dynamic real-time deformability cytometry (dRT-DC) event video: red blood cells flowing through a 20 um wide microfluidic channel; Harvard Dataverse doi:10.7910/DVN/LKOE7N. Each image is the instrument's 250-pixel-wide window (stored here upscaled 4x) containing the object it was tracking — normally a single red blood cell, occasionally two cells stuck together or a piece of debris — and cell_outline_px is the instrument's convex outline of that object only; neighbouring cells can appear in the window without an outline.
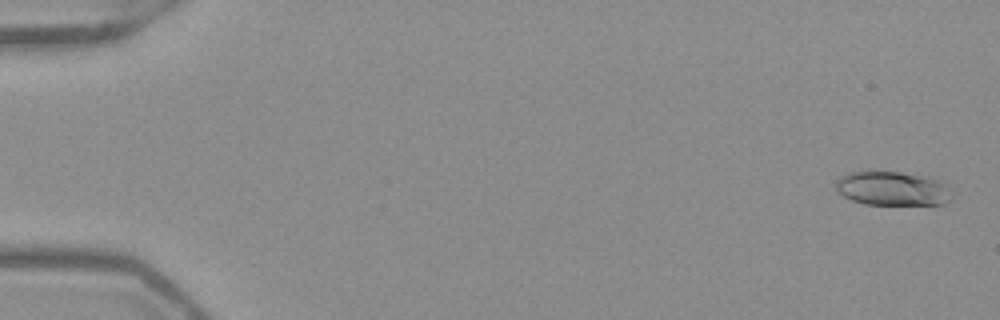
{"species": "Egyptian fruit bat (a non-hibernating species)", "species_latin": "Rousettus aegyptiacus", "temperature_condition": "warm", "stored_images_in_passage": 53, "camera_frame_rate_fps": 3000, "um_per_image_px": 0.085, "frame": {"image": 1, "passage_image": 2, "time_ms": 0.333, "image_size_px": [1000, 320], "cell_outline_px": [[952, 200], [944, 204], [864, 204], [852, 200], [836, 192], [836, 180], [840, 176], [848, 172], [868, 168], [932, 176], [940, 180], [944, 184]], "centroid_in_image_um": [75.78, 15.97], "position_along_channel_um": 9.2, "area_um2": 23.81}}
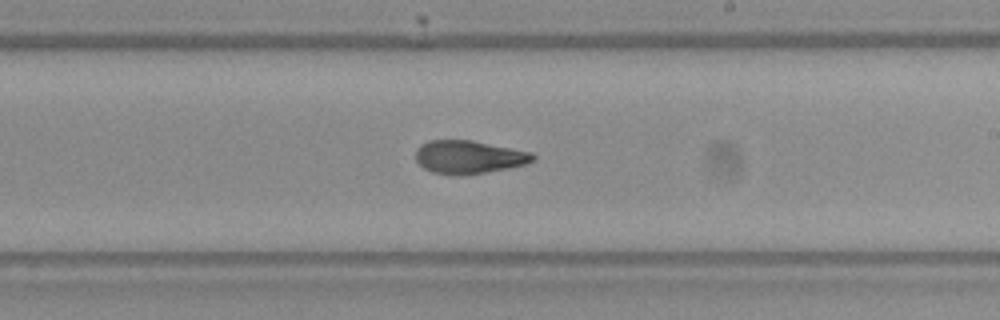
{"frame": {"image": 2, "passage_image": 32, "time_ms": 10.333, "image_size_px": [1000, 320], "cell_outline_px": [[536, 160], [524, 164], [508, 168], [464, 176], [452, 176], [432, 172], [424, 168], [416, 160], [416, 148], [420, 144], [428, 140], [472, 140], [532, 152], [536, 156]], "centroid_in_image_um": [39.83, 13.35], "position_along_channel_um": 249.2, "area_um2": 22.95}}
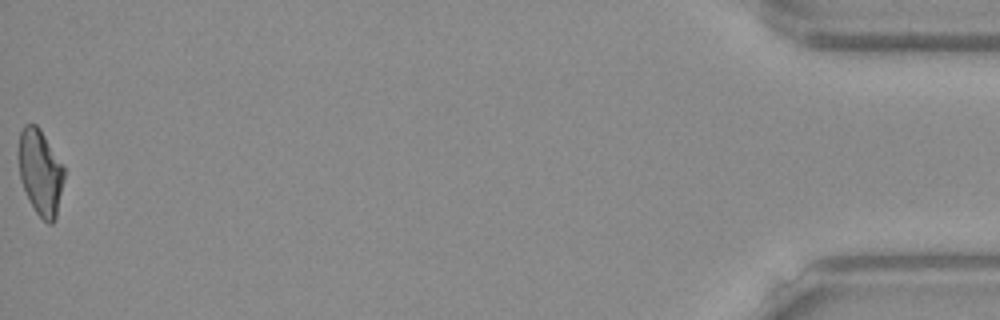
{"frame": {"image": 3, "passage_image": 53, "time_ms": 17.333, "image_size_px": [1000, 320], "cell_outline_px": [[64, 176], [56, 220], [52, 224], [48, 224], [36, 212], [20, 180], [16, 152], [20, 132], [24, 124], [36, 124], [40, 128], [64, 168]], "centroid_in_image_um": [3.39, 14.61], "position_along_channel_um": 431.8, "area_um2": 22.83}, "authors_computed_cell_mechanics": {"area_um2": 22.831, "velocity_mm_per_s": 3.9505, "shape_relaxation_time_tau1_ms": 8.9235, "shape_relaxation_time_tau2_ms": 2.5109, "deformation_change_tau1": 0.2359, "deformation_change_tau2": 0.0966}}